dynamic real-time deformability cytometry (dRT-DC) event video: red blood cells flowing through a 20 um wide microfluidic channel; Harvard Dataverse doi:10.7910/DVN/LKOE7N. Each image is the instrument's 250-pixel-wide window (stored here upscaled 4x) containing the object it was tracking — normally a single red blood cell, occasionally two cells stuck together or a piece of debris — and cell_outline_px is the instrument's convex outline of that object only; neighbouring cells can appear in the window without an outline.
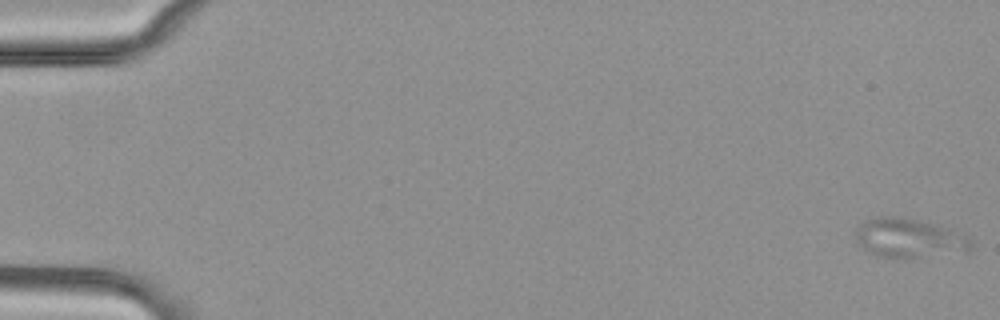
{"species": "common noctule bat (a hibernating species)", "species_latin": "Nyctalus noctula", "temperature_condition": "cold", "stored_images_in_passage": 55, "camera_frame_rate_fps": 3000, "um_per_image_px": 0.085, "animal": {"sex": "female", "body_mass_g": 29.2, "forearm_length_mm": 56.3}, "frame": {"image": 1, "passage_image": 1, "time_ms": 0.0, "image_size_px": [1000, 320], "cell_outline_px": [[976, 240], [972, 248], [968, 252], [916, 260], [892, 260], [876, 256], [868, 252], [856, 244], [856, 228], [864, 220], [876, 216], [896, 216], [940, 224], [968, 236]], "centroid_in_image_um": [77.33, 20.3], "position_along_channel_um": 7.7, "area_um2": 28.26}}
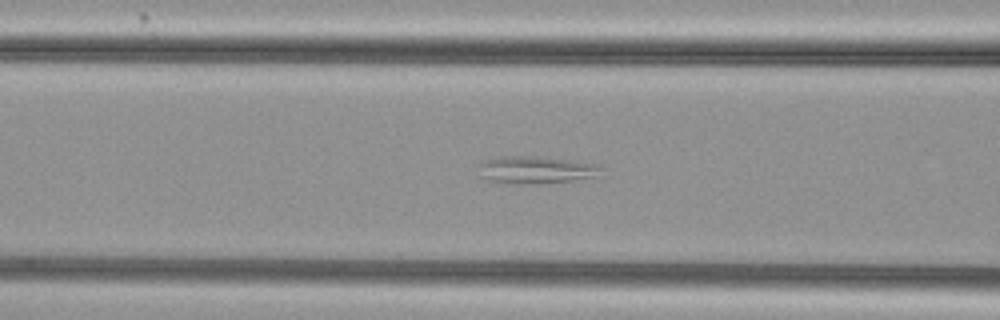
{"frame": {"image": 2, "passage_image": 23, "time_ms": 7.333, "image_size_px": [1000, 320], "cell_outline_px": [[600, 168], [596, 176], [572, 180], [540, 184], [508, 184], [488, 180], [480, 176], [476, 164], [480, 160], [500, 156], [544, 156], [576, 160], [600, 164]], "centroid_in_image_um": [45.45, 14.42], "position_along_channel_um": 121.1, "area_um2": 20.23}}
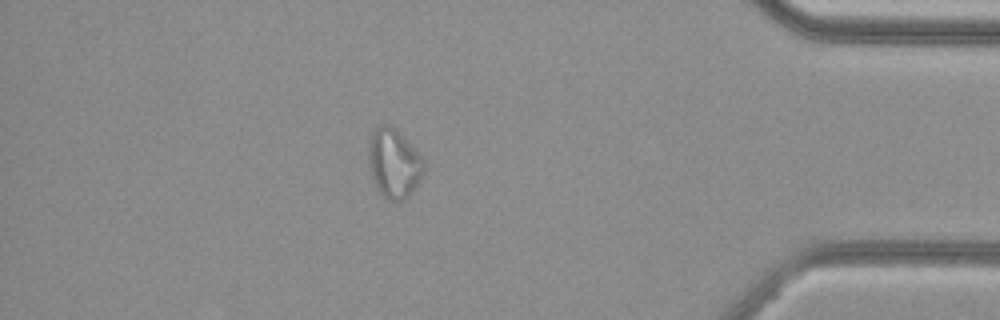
{"frame": {"image": 3, "passage_image": 48, "time_ms": 15.667, "image_size_px": [1000, 320], "cell_outline_px": [[424, 172], [420, 180], [408, 196], [404, 200], [388, 200], [376, 188], [368, 164], [368, 140], [376, 128], [380, 124], [384, 124], [392, 128], [424, 160]], "centroid_in_image_um": [33.44, 13.93], "position_along_channel_um": 401.8, "area_um2": 21.68}, "authors_computed_cell_mechanics": {"area_um2": 22.1374, "velocity_mm_per_s": 3.8229, "shape_relaxation_time_tau1_ms": null, "shape_relaxation_time_tau2_ms": 3.9698, "deformation_change_tau1": null, "deformation_change_tau2": 0.1036}}